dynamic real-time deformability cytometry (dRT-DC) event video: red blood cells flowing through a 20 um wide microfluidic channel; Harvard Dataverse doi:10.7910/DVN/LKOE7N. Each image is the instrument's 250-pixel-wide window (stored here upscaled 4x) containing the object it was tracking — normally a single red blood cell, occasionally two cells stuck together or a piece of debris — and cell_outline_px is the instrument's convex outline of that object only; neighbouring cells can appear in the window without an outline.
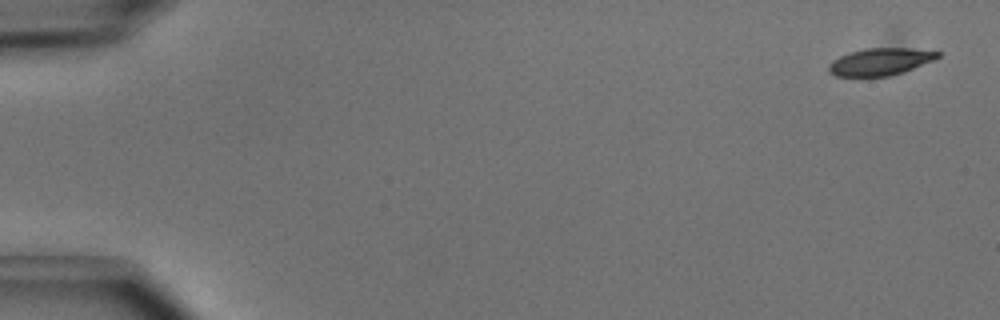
{"species": "common noctule bat (a hibernating species)", "species_latin": "Nyctalus noctula", "temperature_condition": "cold", "stored_images_in_passage": 6, "camera_frame_rate_fps": 3000, "um_per_image_px": 0.085, "animal": {"sex": "male", "body_mass_g": 15.6}, "frame": {"image": 1, "passage_image": 1, "time_ms": 0.0, "image_size_px": [1000, 320], "cell_outline_px": [[940, 56], [932, 60], [904, 72], [888, 76], [836, 76], [828, 72], [828, 64], [832, 60], [840, 56], [896, 32], [940, 52]], "centroid_in_image_um": [75.08, 4.91], "position_along_channel_um": 9.9, "area_um2": 21.79}}
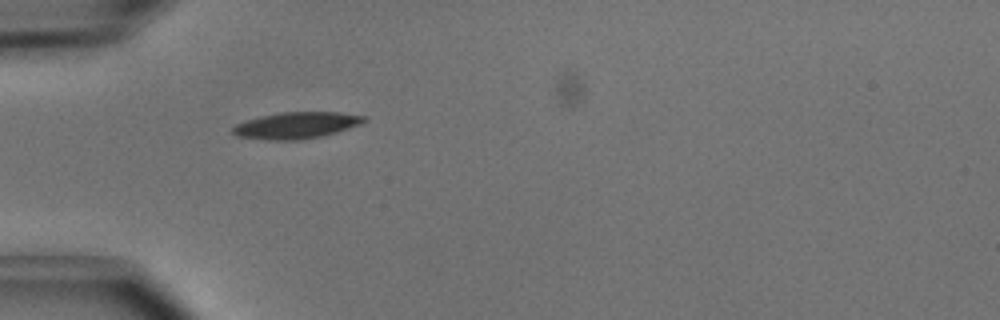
{"frame": {"image": 2, "passage_image": 5, "time_ms": 1.333, "image_size_px": [1000, 320], "cell_outline_px": [[368, 120], [360, 124], [324, 136], [296, 140], [268, 140], [236, 136], [232, 132], [232, 128], [236, 124], [260, 116], [280, 112], [340, 112], [368, 116]], "centroid_in_image_um": [25.22, 10.65], "position_along_channel_um": 59.8, "area_um2": 20.35}}